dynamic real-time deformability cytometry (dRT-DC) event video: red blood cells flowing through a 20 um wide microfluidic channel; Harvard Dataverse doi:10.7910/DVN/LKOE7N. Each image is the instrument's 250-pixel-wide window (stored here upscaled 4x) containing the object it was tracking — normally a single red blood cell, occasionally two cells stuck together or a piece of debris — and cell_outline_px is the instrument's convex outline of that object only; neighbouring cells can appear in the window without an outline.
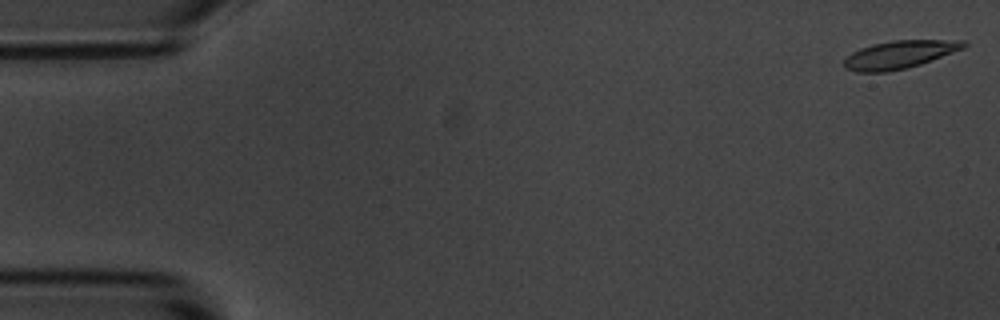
{"species": "common noctule bat (a hibernating species)", "species_latin": "Nyctalus noctula", "temperature_condition": "room temperature", "stored_images_in_passage": 55, "camera_frame_rate_fps": 3000, "um_per_image_px": 0.085, "animal": {"sex": "male", "body_mass_g": 20.1, "forearm_length_mm": 53.5}, "frame": {"image": 1, "passage_image": 1, "time_ms": 0.0, "image_size_px": [1000, 320], "cell_outline_px": [[968, 44], [964, 48], [932, 60], [920, 64], [888, 72], [856, 72], [844, 68], [844, 60], [852, 52], [860, 48], [872, 44], [892, 40], [964, 40]], "centroid_in_image_um": [76.44, 4.63], "position_along_channel_um": 8.6, "area_um2": 19.42}}
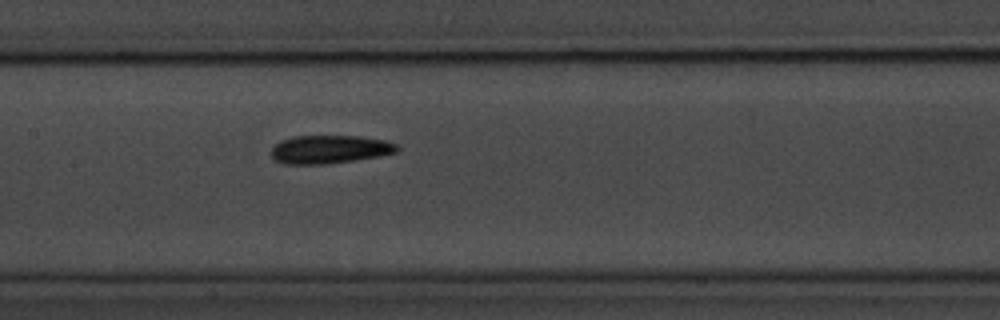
{"frame": {"image": 2, "passage_image": 26, "time_ms": 8.333, "image_size_px": [1000, 320], "cell_outline_px": [[400, 148], [396, 152], [376, 156], [352, 160], [324, 164], [284, 164], [276, 160], [272, 156], [272, 148], [280, 140], [292, 136], [356, 136], [384, 140], [396, 144]], "centroid_in_image_um": [27.98, 12.69], "position_along_channel_um": 179.4, "area_um2": 20.46}}
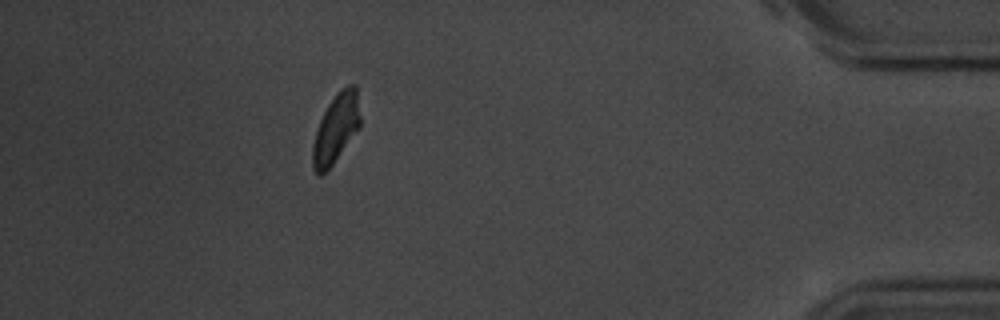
{"frame": {"image": 3, "passage_image": 49, "time_ms": 16.0, "image_size_px": [1000, 320], "cell_outline_px": [[360, 128], [332, 164], [320, 176], [316, 176], [312, 168], [312, 144], [316, 128], [328, 104], [336, 92], [340, 88], [348, 84], [356, 84], [360, 116]], "centroid_in_image_um": [28.54, 10.91], "position_along_channel_um": 406.7, "area_um2": 19.36}, "authors_computed_cell_mechanics": {"area_um2": 19.7676, "velocity_mm_per_s": 3.6422, "shape_relaxation_time_tau1_ms": 3.4274, "shape_relaxation_time_tau2_ms": 3.965, "deformation_change_tau1": 0.1396, "deformation_change_tau2": 0.1037}}